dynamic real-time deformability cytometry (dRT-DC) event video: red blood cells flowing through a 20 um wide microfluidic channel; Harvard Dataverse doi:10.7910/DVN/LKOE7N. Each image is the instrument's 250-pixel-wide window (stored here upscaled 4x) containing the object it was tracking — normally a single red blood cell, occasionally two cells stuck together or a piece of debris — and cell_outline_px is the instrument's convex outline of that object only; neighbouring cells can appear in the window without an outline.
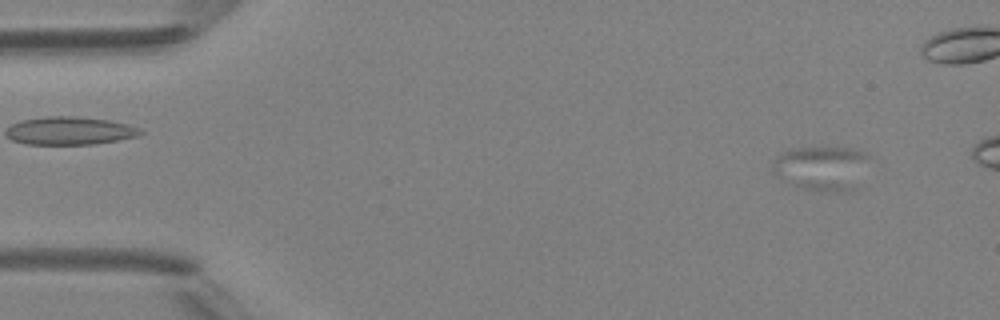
{"species": "Egyptian fruit bat (a non-hibernating species)", "species_latin": "Rousettus aegyptiacus", "temperature_condition": "room temperature", "stored_images_in_passage": 5, "camera_frame_rate_fps": 3000, "um_per_image_px": 0.085, "animal": {"sex": "female"}, "frame": {"image": 1, "passage_image": 2, "time_ms": 1.333, "image_size_px": [1000, 320], "cell_outline_px": [[872, 156], [856, 188], [848, 192], [836, 192], [800, 188], [784, 180], [772, 172], [772, 160], [780, 152], [800, 148], [856, 148]], "centroid_in_image_um": [69.87, 14.29], "position_along_channel_um": 15.1, "area_um2": 25.32}}